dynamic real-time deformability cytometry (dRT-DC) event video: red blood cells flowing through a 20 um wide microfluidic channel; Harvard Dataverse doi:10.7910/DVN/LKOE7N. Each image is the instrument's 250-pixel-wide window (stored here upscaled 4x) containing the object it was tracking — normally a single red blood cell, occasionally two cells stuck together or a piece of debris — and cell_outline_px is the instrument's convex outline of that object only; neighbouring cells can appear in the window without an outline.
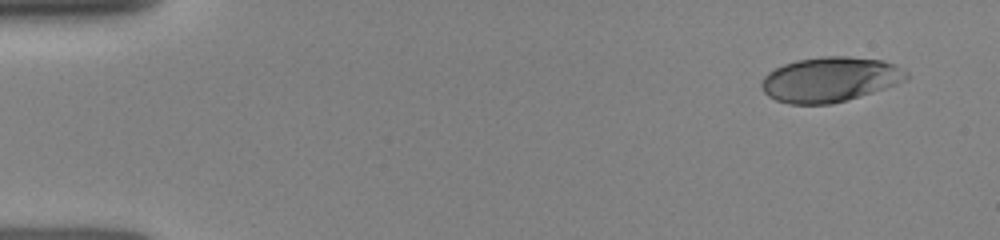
{"species": "human", "species_latin": "Homo sapiens", "temperature_condition": "room temperature", "stored_images_in_passage": 29, "camera_frame_rate_fps": 3000, "um_per_image_px": 0.085, "donor": {"sex": "female"}, "frame": {"image": 1, "passage_image": 1, "time_ms": 0.0, "image_size_px": [1000, 240], "cell_outline_px": [[908, 80], [872, 92], [832, 104], [788, 104], [776, 100], [768, 96], [764, 92], [760, 84], [764, 76], [768, 72], [784, 64], [796, 60], [820, 56], [848, 56], [884, 60], [908, 72]], "centroid_in_image_um": [70.53, 6.75], "position_along_channel_um": 14.5, "area_um2": 37.92}}
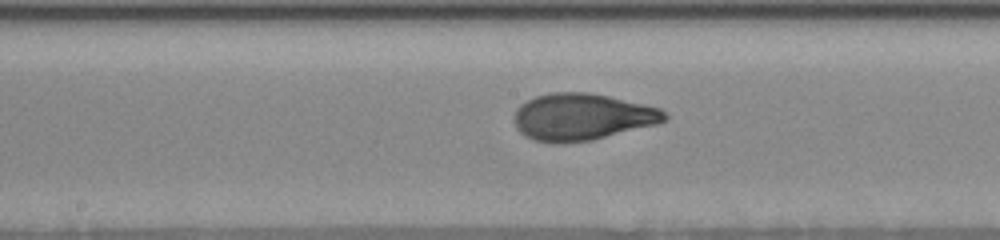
{"frame": {"image": 2, "passage_image": 16, "time_ms": 7.333, "image_size_px": [1000, 240], "cell_outline_px": [[668, 120], [656, 124], [592, 140], [552, 144], [532, 140], [524, 136], [516, 128], [516, 108], [520, 104], [536, 96], [552, 92], [588, 92], [608, 96], [660, 108], [668, 116]], "centroid_in_image_um": [49.46, 9.94], "position_along_channel_um": 198.7, "area_um2": 40.98}}
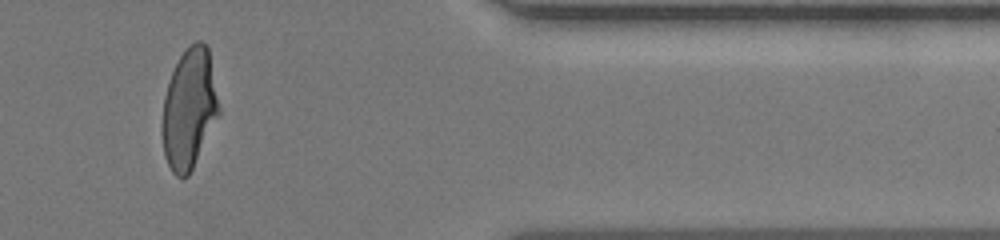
{"frame": {"image": 3, "passage_image": 27, "time_ms": 12.667, "image_size_px": [1000, 240], "cell_outline_px": [[220, 112], [188, 176], [176, 176], [172, 172], [164, 156], [160, 132], [160, 128], [164, 96], [172, 72], [180, 56], [196, 40], [200, 40], [208, 48], [220, 108]], "centroid_in_image_um": [16.05, 9.27], "position_along_channel_um": 395.4, "area_um2": 39.42}}